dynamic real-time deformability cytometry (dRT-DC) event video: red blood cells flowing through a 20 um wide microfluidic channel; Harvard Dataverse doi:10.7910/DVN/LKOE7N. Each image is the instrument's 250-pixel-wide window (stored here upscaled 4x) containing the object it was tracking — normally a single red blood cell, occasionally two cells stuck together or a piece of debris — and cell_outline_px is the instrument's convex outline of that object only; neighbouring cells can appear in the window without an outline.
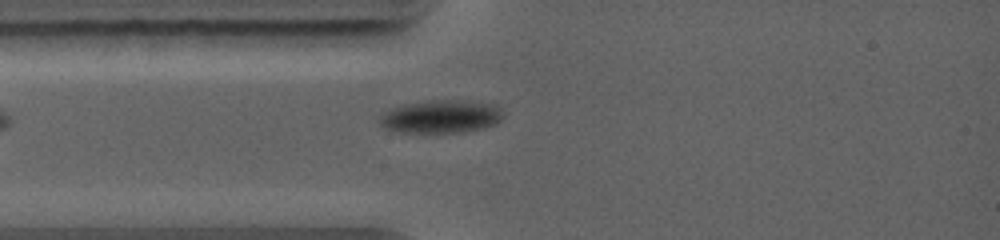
{"species": "common noctule bat (a hibernating species)", "species_latin": "Nyctalus noctula", "temperature_condition": "warm", "stored_images_in_passage": 1, "camera_frame_rate_fps": 5000, "um_per_image_px": 0.085, "animal": {"sex": "female", "body_mass_g": 19.0, "forearm_length_mm": 56.7}, "frame": {"image": 1, "passage_image": 1, "time_ms": 0.0, "image_size_px": [1000, 240], "cell_outline_px": [[504, 116], [496, 124], [464, 132], [400, 132], [384, 128], [380, 124], [380, 112], [404, 104], [432, 100], [448, 100], [500, 104], [504, 112]], "centroid_in_image_um": [37.5, 9.9], "position_along_channel_um": 47.5, "area_um2": 23.87}}